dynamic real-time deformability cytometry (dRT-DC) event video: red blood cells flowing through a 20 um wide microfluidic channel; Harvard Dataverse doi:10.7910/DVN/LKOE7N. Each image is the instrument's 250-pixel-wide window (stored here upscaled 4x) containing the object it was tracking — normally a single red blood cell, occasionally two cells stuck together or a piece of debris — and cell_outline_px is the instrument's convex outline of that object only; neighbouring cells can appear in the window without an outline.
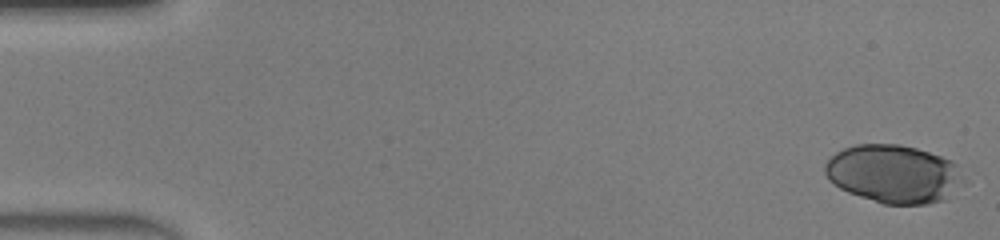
{"species": "human", "species_latin": "Homo sapiens", "temperature_condition": "warm", "stored_images_in_passage": 11, "camera_frame_rate_fps": 3000, "um_per_image_px": 0.085, "donor": {"sex": "male"}, "frame": {"image": 1, "passage_image": 1, "time_ms": 0.0, "image_size_px": [1000, 240], "cell_outline_px": [[968, 180], [944, 200], [928, 204], [884, 204], [848, 192], [840, 188], [828, 180], [824, 172], [824, 164], [836, 152], [844, 148], [856, 144], [900, 144], [916, 148], [952, 160], [956, 164]], "centroid_in_image_um": [75.99, 14.78], "position_along_channel_um": 9.0, "area_um2": 47.34}}